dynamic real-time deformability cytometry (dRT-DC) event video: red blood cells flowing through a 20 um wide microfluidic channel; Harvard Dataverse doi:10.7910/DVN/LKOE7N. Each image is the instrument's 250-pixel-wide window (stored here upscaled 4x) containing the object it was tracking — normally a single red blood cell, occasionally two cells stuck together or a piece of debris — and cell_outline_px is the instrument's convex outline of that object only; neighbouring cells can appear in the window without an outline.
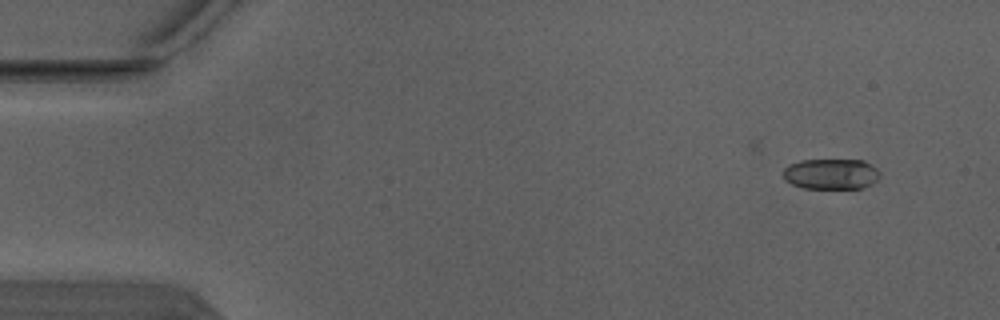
{"species": "Egyptian fruit bat (a non-hibernating species)", "species_latin": "Rousettus aegyptiacus", "temperature_condition": "warm", "stored_images_in_passage": 3, "camera_frame_rate_fps": 3000, "um_per_image_px": 0.085, "animal": {"sex": "male"}, "frame": {"image": 1, "passage_image": 2, "time_ms": 0.333, "image_size_px": [1000, 320], "cell_outline_px": [[880, 176], [876, 180], [860, 188], [804, 188], [792, 184], [784, 180], [784, 168], [788, 164], [800, 160], [864, 160], [876, 168], [880, 172]], "centroid_in_image_um": [70.61, 14.77], "position_along_channel_um": 14.4, "area_um2": 17.17}}